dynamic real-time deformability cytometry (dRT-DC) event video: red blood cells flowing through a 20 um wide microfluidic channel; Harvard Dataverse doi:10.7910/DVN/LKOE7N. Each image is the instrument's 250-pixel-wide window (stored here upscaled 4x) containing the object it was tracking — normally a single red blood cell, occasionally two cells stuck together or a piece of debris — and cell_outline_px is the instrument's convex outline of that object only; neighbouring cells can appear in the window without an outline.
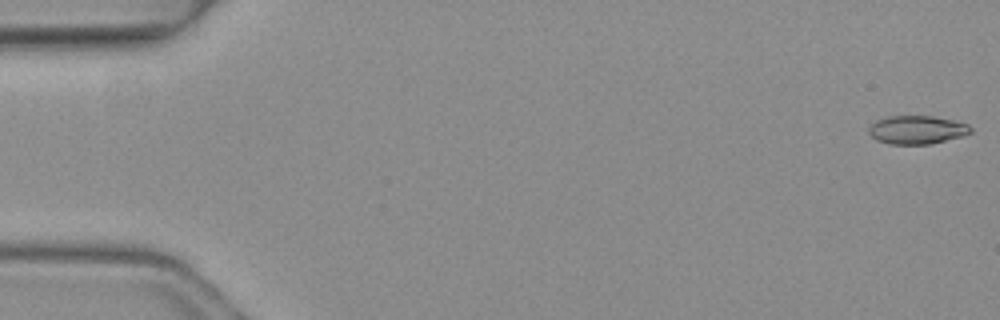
{"species": "common noctule bat (a hibernating species)", "species_latin": "Nyctalus noctula", "temperature_condition": "warm", "stored_images_in_passage": 4, "camera_frame_rate_fps": 3000, "um_per_image_px": 0.085, "animal": {"sex": "female", "body_mass_g": 19.3, "forearm_length_mm": 54.1}, "frame": {"image": 1, "passage_image": 1, "time_ms": 0.0, "image_size_px": [1000, 320], "cell_outline_px": [[972, 132], [964, 136], [932, 144], [888, 144], [876, 140], [868, 132], [868, 128], [876, 120], [888, 116], [932, 116], [952, 120], [968, 124], [972, 128]], "centroid_in_image_um": [77.95, 11.04], "position_along_channel_um": 7.1, "area_um2": 16.99}}
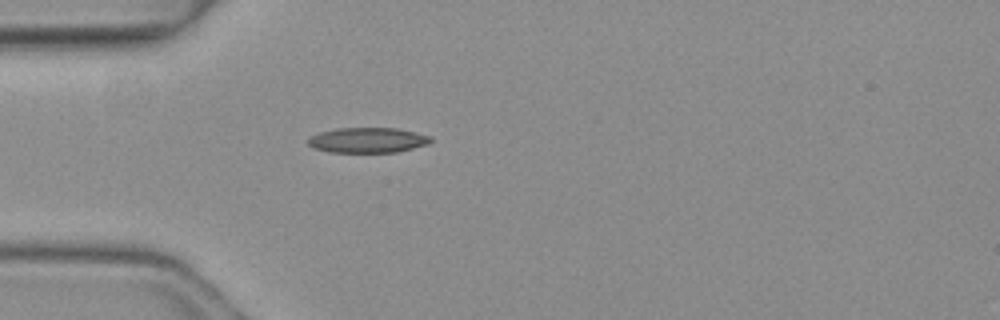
{"frame": {"image": 2, "passage_image": 4, "time_ms": 1.0, "image_size_px": [1000, 320], "cell_outline_px": [[432, 140], [428, 144], [396, 152], [328, 152], [312, 148], [308, 144], [308, 140], [312, 136], [320, 132], [336, 128], [396, 128], [432, 136]], "centroid_in_image_um": [31.24, 11.91], "position_along_channel_um": 53.8, "area_um2": 17.98}}